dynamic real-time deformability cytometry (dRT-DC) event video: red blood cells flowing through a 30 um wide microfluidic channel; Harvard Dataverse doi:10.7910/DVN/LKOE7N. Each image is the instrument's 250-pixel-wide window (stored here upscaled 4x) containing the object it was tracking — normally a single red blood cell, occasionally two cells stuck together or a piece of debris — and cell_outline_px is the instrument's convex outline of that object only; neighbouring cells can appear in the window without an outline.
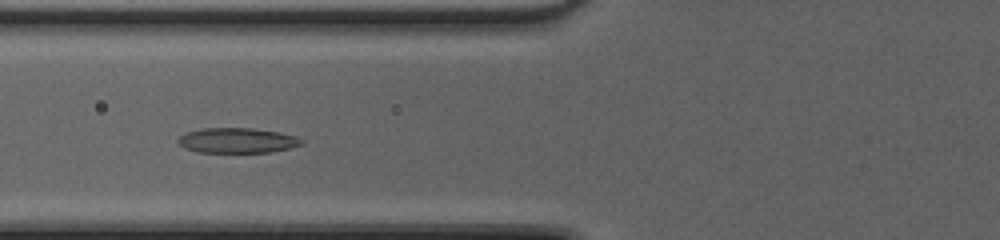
{"species": "common noctule bat (a hibernating species)", "species_latin": "Nyctalus noctula", "temperature_condition": "cold", "stored_images_in_passage": 41, "camera_frame_rate_fps": 3000, "um_per_image_px": 0.085, "animal": {"sex": "female", "body_mass_g": 20.0, "forearm_length_mm": 54.0}, "frame": {"image": 1, "passage_image": 13, "time_ms": 4.0, "image_size_px": [1000, 240], "cell_outline_px": [[304, 144], [292, 148], [272, 152], [196, 152], [184, 148], [176, 140], [184, 132], [204, 128], [252, 128], [276, 132], [296, 136], [304, 140]], "centroid_in_image_um": [20.17, 11.94], "position_along_channel_um": 105.6, "area_um2": 18.21}}
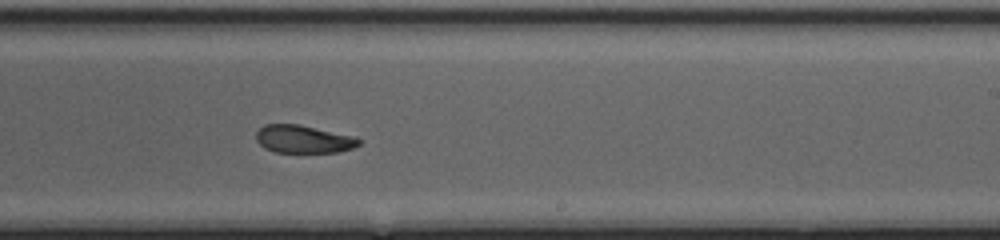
{"frame": {"image": 2, "passage_image": 24, "time_ms": 7.667, "image_size_px": [1000, 240], "cell_outline_px": [[360, 144], [352, 148], [336, 152], [276, 152], [264, 148], [256, 140], [256, 132], [264, 124], [300, 124], [356, 136], [360, 140]], "centroid_in_image_um": [25.79, 11.81], "position_along_channel_um": 263.2, "area_um2": 16.76}}
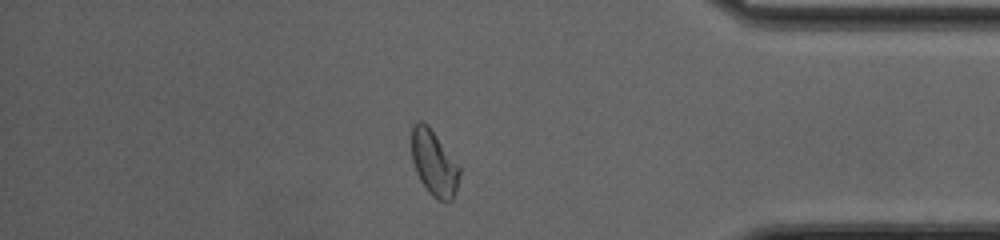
{"frame": {"image": 3, "passage_image": 35, "time_ms": 11.333, "image_size_px": [1000, 240], "cell_outline_px": [[460, 172], [456, 192], [452, 200], [436, 200], [428, 192], [420, 180], [416, 172], [412, 160], [412, 124], [416, 120], [420, 120], [428, 124], [460, 168]], "centroid_in_image_um": [36.87, 13.85], "position_along_channel_um": 398.3, "area_um2": 18.21}, "authors_computed_cell_mechanics": {"area_um2": 18.207, "velocity_mm_per_s": 4.2939, "shape_relaxation_time_tau1_ms": null, "shape_relaxation_time_tau2_ms": 2.4717, "deformation_change_tau1": null, "deformation_change_tau2": 0.0673}}